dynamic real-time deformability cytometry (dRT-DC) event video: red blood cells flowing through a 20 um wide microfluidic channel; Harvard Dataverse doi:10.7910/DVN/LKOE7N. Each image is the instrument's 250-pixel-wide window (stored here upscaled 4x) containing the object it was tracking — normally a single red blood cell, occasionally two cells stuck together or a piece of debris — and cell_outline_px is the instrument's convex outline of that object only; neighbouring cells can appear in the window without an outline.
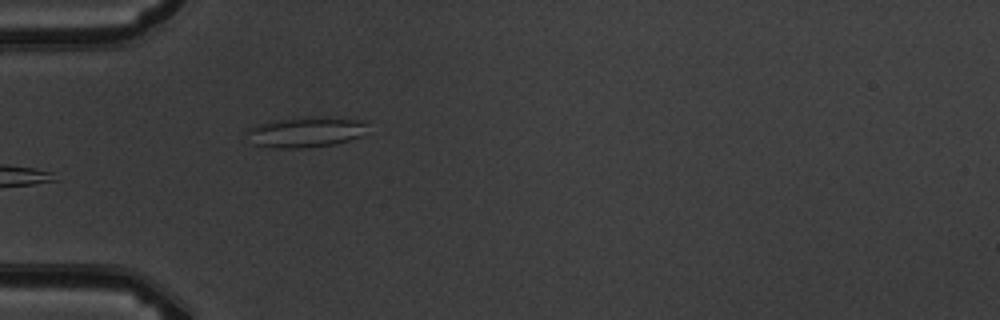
{"species": "common noctule bat (a hibernating species)", "species_latin": "Nyctalus noctula", "temperature_condition": "warm", "stored_images_in_passage": 5, "camera_frame_rate_fps": 3000, "um_per_image_px": 0.085, "animal": {"sex": "male", "body_mass_g": 19.5, "forearm_length_mm": 54.6}, "frame": {"image": 1, "passage_image": 5, "time_ms": 4.667, "image_size_px": [1000, 320], "cell_outline_px": [[364, 124], [360, 136], [336, 144], [304, 148], [272, 148], [252, 144], [244, 132], [248, 128], [268, 120], [364, 120]], "centroid_in_image_um": [25.79, 11.3], "position_along_channel_um": 59.2, "area_um2": 20.17}}